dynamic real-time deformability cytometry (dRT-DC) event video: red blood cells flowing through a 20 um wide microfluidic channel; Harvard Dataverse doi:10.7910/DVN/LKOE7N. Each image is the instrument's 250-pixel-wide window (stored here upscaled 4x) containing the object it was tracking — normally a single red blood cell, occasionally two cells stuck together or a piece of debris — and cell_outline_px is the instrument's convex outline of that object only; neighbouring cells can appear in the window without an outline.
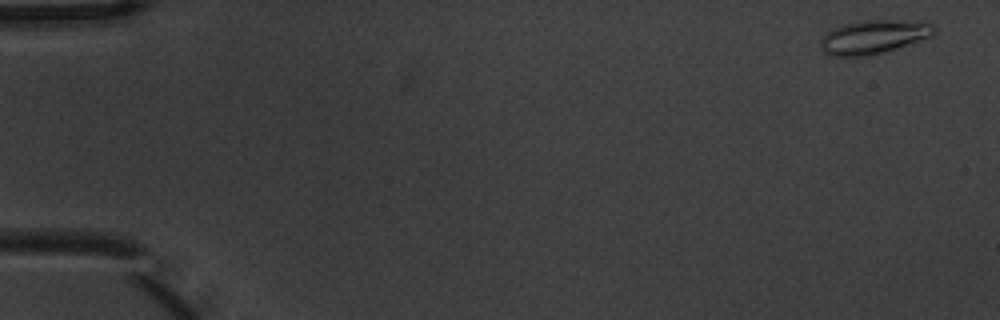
{"species": "common noctule bat (a hibernating species)", "species_latin": "Nyctalus noctula", "temperature_condition": "warm", "stored_images_in_passage": 5, "camera_frame_rate_fps": 3000, "um_per_image_px": 0.085, "animal": {"sex": "male", "body_mass_g": 20.1, "forearm_length_mm": 53.5}, "frame": {"image": 1, "passage_image": 1, "time_ms": 0.0, "image_size_px": [1000, 320], "cell_outline_px": [[936, 32], [932, 36], [884, 52], [868, 56], [828, 56], [824, 52], [820, 44], [820, 40], [832, 28], [840, 24], [860, 20], [896, 20], [932, 24], [936, 28]], "centroid_in_image_um": [74.21, 3.14], "position_along_channel_um": 10.8, "area_um2": 22.31}}
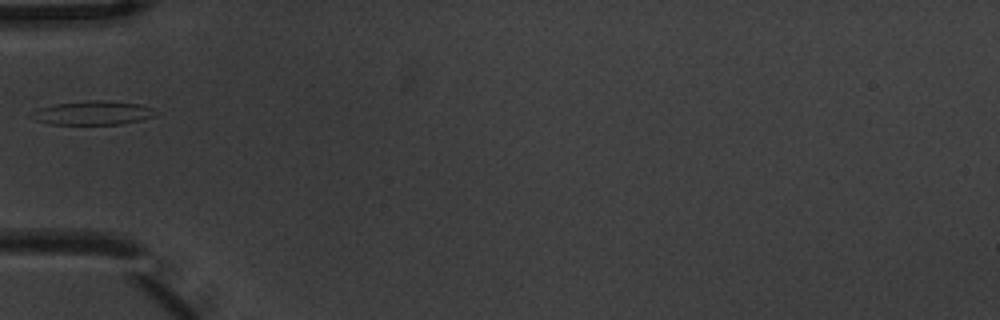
{"frame": {"image": 2, "passage_image": 5, "time_ms": 1.333, "image_size_px": [1000, 320], "cell_outline_px": [[160, 112], [152, 116], [140, 120], [120, 124], [48, 124], [36, 120], [28, 116], [36, 108], [52, 104], [88, 100], [104, 100], [140, 104], [152, 108]], "centroid_in_image_um": [7.84, 9.58], "position_along_channel_um": 77.2, "area_um2": 17.46}}